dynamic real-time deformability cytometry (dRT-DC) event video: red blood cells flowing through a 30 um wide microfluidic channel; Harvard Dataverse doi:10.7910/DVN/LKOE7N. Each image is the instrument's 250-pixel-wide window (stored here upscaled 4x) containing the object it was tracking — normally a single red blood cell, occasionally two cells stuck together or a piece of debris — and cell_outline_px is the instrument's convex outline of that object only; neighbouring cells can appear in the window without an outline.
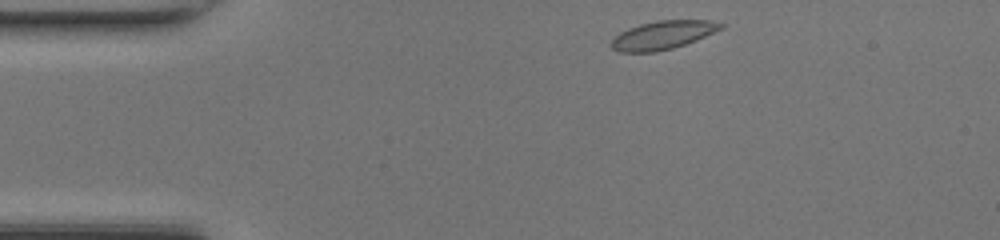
{"species": "common noctule bat (a hibernating species)", "species_latin": "Nyctalus noctula", "temperature_condition": "room temperature", "stored_images_in_passage": 41, "camera_frame_rate_fps": 3000, "um_per_image_px": 0.085, "animal": {"sex": "female", "body_mass_g": 17.0, "forearm_length_mm": 48.0}, "frame": {"image": 1, "passage_image": 1, "time_ms": 0.0, "image_size_px": [1000, 240], "cell_outline_px": [[724, 28], [696, 40], [672, 48], [656, 52], [620, 52], [612, 48], [612, 40], [620, 32], [628, 28], [640, 24], [656, 20], [708, 20], [724, 24]], "centroid_in_image_um": [56.35, 2.97], "position_along_channel_um": 28.7, "area_um2": 18.03}}
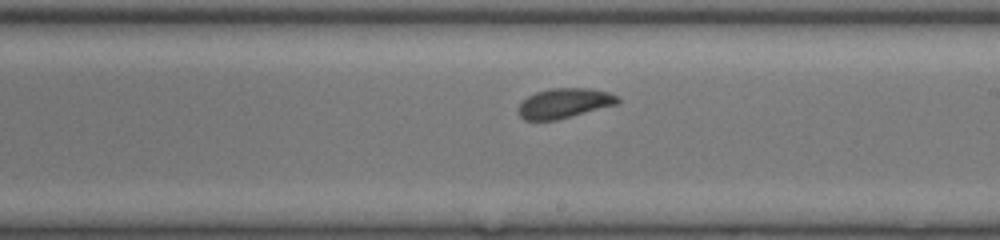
{"frame": {"image": 2, "passage_image": 20, "time_ms": 6.333, "image_size_px": [1000, 240], "cell_outline_px": [[620, 104], [556, 120], [524, 120], [520, 116], [520, 104], [528, 96], [536, 92], [552, 88], [592, 88], [608, 92], [616, 96], [620, 100]], "centroid_in_image_um": [48.02, 8.77], "position_along_channel_um": 241.0, "area_um2": 17.22}}
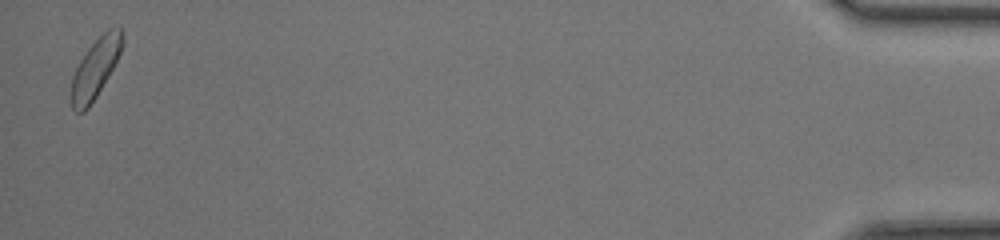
{"frame": {"image": 3, "passage_image": 40, "time_ms": 13.0, "image_size_px": [1000, 240], "cell_outline_px": [[124, 44], [108, 76], [96, 96], [88, 108], [84, 112], [76, 112], [72, 108], [72, 76], [80, 60], [88, 48], [108, 28], [120, 28], [124, 40]], "centroid_in_image_um": [8.11, 5.8], "position_along_channel_um": 427.1, "area_um2": 17.17}, "authors_computed_cell_mechanics": {"area_um2": 17.6868, "velocity_mm_per_s": 4.2764, "shape_relaxation_time_tau1_ms": 2.6659, "shape_relaxation_time_tau2_ms": null, "deformation_change_tau1": 0.0701, "deformation_change_tau2": null}}